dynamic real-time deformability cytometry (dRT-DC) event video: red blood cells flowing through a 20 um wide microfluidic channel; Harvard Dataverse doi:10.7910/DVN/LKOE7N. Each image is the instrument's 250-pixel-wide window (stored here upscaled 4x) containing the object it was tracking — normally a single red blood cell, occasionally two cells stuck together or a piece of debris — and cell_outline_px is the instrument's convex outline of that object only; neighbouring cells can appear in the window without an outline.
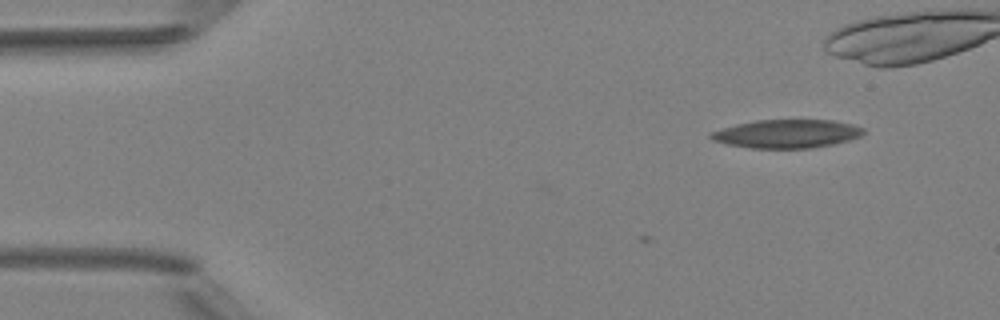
{"species": "Egyptian fruit bat (a non-hibernating species)", "species_latin": "Rousettus aegyptiacus", "temperature_condition": "room temperature", "stored_images_in_passage": 4, "camera_frame_rate_fps": 3000, "um_per_image_px": 0.085, "animal": {"sex": "female"}, "frame": {"image": 1, "passage_image": 1, "time_ms": 0.0, "image_size_px": [1000, 320], "cell_outline_px": [[864, 132], [860, 136], [848, 140], [832, 144], [812, 148], [752, 148], [728, 144], [712, 140], [708, 136], [708, 132], [736, 124], [756, 120], [832, 120], [852, 124], [864, 128]], "centroid_in_image_um": [66.85, 11.36], "position_along_channel_um": 18.2, "area_um2": 25.26}}
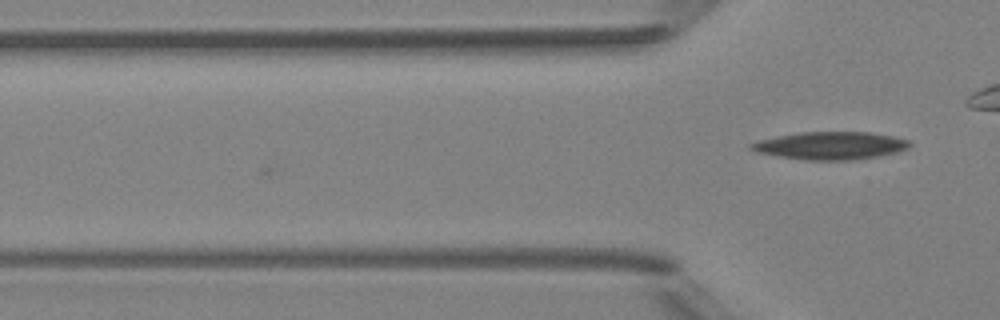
{"frame": {"image": 2, "passage_image": 4, "time_ms": 3.333, "image_size_px": [1000, 320], "cell_outline_px": [[912, 144], [908, 148], [896, 152], [876, 156], [852, 160], [808, 160], [780, 156], [756, 152], [748, 148], [748, 144], [760, 140], [776, 136], [800, 132], [868, 132], [892, 136], [908, 140]], "centroid_in_image_um": [70.56, 12.37], "position_along_channel_um": 55.2, "area_um2": 25.43}}